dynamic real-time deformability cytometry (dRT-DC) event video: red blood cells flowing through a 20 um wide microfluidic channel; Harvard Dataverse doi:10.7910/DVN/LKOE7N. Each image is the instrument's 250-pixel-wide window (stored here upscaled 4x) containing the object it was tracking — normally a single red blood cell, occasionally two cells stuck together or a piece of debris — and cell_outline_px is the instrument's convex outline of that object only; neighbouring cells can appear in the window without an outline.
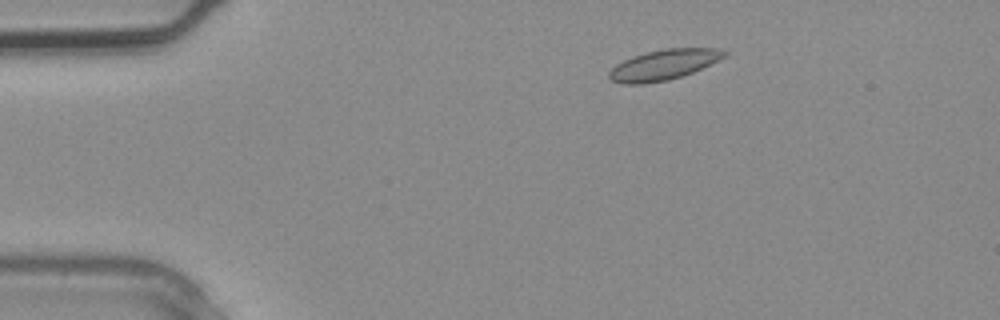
{"species": "common noctule bat (a hibernating species)", "species_latin": "Nyctalus noctula", "temperature_condition": "warm", "stored_images_in_passage": 3, "camera_frame_rate_fps": 3000, "um_per_image_px": 0.085, "animal": {"sex": "male", "body_mass_g": 20.4}, "frame": {"image": 1, "passage_image": 2, "time_ms": 0.333, "image_size_px": [1000, 320], "cell_outline_px": [[728, 52], [724, 56], [692, 72], [668, 80], [644, 84], [624, 84], [612, 80], [608, 76], [608, 72], [616, 64], [632, 56], [664, 48], [720, 48]], "centroid_in_image_um": [56.36, 5.5], "position_along_channel_um": 28.6, "area_um2": 20.06}}